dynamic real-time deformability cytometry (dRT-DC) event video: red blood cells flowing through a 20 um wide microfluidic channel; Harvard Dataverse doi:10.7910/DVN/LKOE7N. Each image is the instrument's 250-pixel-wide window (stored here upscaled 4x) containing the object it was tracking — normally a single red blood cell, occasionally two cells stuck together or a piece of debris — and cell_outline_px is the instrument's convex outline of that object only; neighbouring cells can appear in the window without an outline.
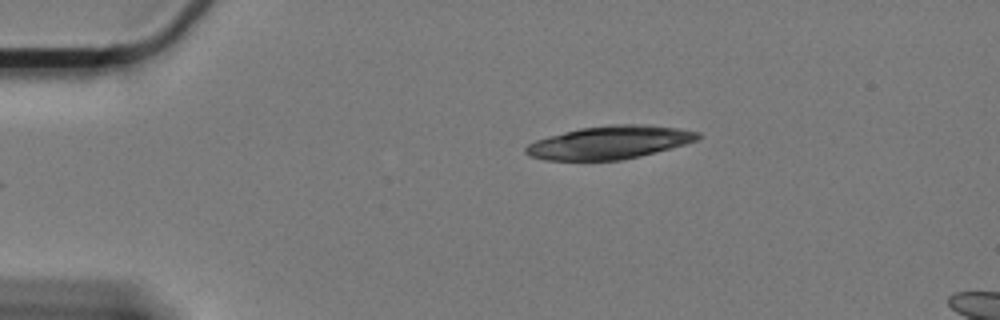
{"species": "Egyptian fruit bat (a non-hibernating species)", "species_latin": "Rousettus aegyptiacus", "temperature_condition": "cold", "stored_images_in_passage": 42, "camera_frame_rate_fps": 3000, "um_per_image_px": 0.085, "animal": {"sex": "female"}, "frame": {"image": 1, "passage_image": 1, "time_ms": 0.0, "image_size_px": [1000, 320], "cell_outline_px": [[700, 136], [696, 140], [684, 144], [656, 152], [640, 156], [620, 160], [544, 160], [532, 156], [524, 152], [524, 148], [528, 144], [536, 140], [548, 136], [580, 128], [608, 124], [644, 124], [680, 128], [700, 132]], "centroid_in_image_um": [51.81, 12.1], "position_along_channel_um": 33.2, "area_um2": 33.12}}